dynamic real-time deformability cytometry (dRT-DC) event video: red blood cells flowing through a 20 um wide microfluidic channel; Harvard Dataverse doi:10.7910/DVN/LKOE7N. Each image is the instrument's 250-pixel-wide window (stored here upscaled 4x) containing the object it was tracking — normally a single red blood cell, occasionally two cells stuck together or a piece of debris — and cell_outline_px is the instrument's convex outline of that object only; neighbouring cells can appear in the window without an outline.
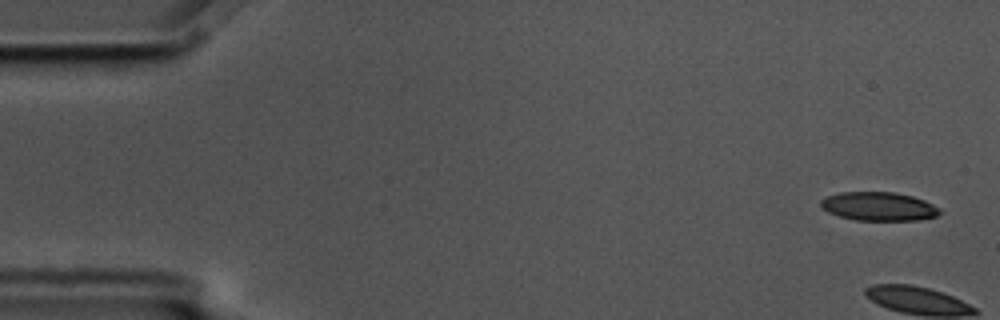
{"species": "common noctule bat (a hibernating species)", "species_latin": "Nyctalus noctula", "temperature_condition": "cold", "stored_images_in_passage": 8, "camera_frame_rate_fps": 3000, "um_per_image_px": 0.085, "animal": {"sex": "male", "body_mass_g": 17.5, "forearm_length_mm": 52.3}, "frame": {"image": 1, "passage_image": 1, "time_ms": 0.0, "image_size_px": [1000, 320], "cell_outline_px": [[940, 212], [936, 216], [916, 220], [856, 220], [840, 216], [828, 212], [820, 208], [820, 200], [828, 196], [840, 192], [896, 192], [912, 196], [924, 200], [940, 208]], "centroid_in_image_um": [74.67, 17.54], "position_along_channel_um": 10.3, "area_um2": 19.83}}
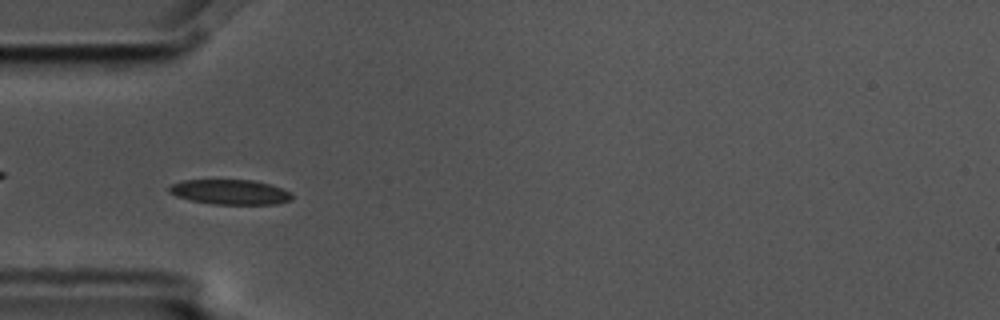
{"frame": {"image": 2, "passage_image": 6, "time_ms": 1.667, "image_size_px": [1000, 320], "cell_outline_px": [[292, 200], [276, 204], [212, 204], [192, 200], [176, 196], [168, 192], [168, 188], [172, 184], [184, 180], [252, 180], [268, 184], [292, 192]], "centroid_in_image_um": [19.56, 16.32], "position_along_channel_um": 65.4, "area_um2": 17.74}}